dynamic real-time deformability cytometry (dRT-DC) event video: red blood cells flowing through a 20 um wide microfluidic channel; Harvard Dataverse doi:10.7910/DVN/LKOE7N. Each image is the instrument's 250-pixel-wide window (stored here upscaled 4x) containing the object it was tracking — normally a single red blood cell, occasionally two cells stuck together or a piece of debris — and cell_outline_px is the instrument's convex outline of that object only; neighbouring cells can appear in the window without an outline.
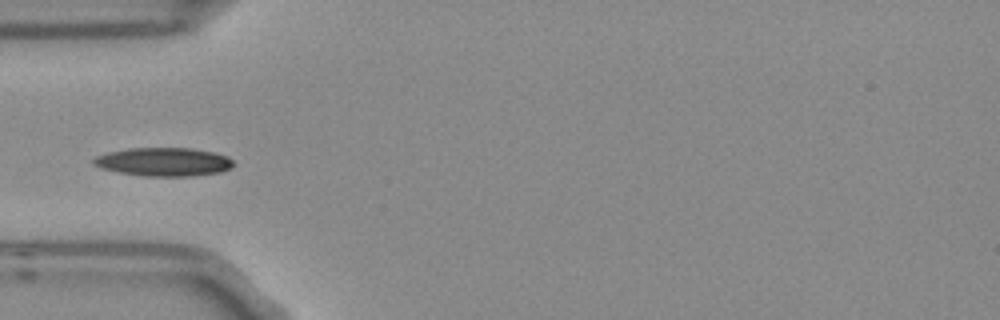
{"species": "Egyptian fruit bat (a non-hibernating species)", "species_latin": "Rousettus aegyptiacus", "temperature_condition": "room temperature", "stored_images_in_passage": 2, "camera_frame_rate_fps": 3000, "um_per_image_px": 0.085, "frame": {"image": 1, "passage_image": 1, "time_ms": 0.0, "image_size_px": [1000, 320], "cell_outline_px": [[236, 164], [232, 168], [220, 172], [196, 176], [144, 176], [120, 172], [100, 168], [92, 164], [92, 160], [96, 156], [108, 152], [128, 148], [192, 148], [212, 152], [228, 156]], "centroid_in_image_um": [13.93, 13.76], "position_along_channel_um": 71.1, "area_um2": 23.41}}